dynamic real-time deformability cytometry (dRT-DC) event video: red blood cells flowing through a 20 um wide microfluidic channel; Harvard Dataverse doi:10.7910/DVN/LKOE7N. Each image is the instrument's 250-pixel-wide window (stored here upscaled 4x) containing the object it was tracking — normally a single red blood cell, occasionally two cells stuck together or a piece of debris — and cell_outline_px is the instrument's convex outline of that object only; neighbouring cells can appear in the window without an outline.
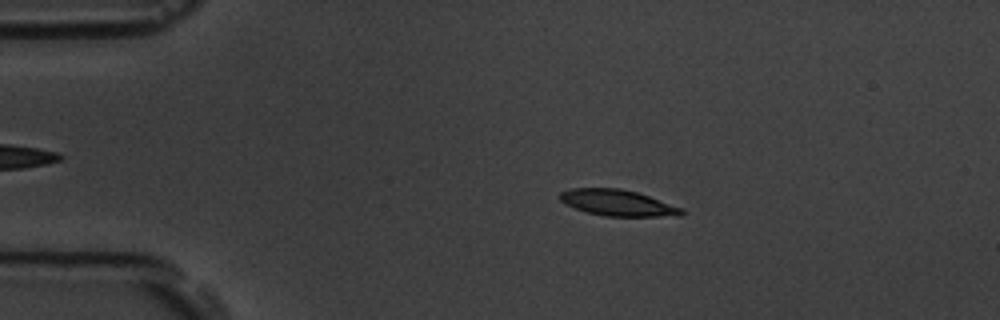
{"species": "common noctule bat (a hibernating species)", "species_latin": "Nyctalus noctula", "temperature_condition": "room temperature", "stored_images_in_passage": 4, "camera_frame_rate_fps": 3000, "um_per_image_px": 0.085, "animal": {"sex": "male", "body_mass_g": 19.5, "forearm_length_mm": 54.6}, "frame": {"image": 1, "passage_image": 3, "time_ms": 2.333, "image_size_px": [1000, 320], "cell_outline_px": [[688, 212], [684, 216], [604, 216], [588, 212], [564, 204], [560, 200], [560, 192], [572, 188], [620, 188], [636, 192], [684, 208]], "centroid_in_image_um": [52.56, 17.25], "position_along_channel_um": 32.4, "area_um2": 18.61}}